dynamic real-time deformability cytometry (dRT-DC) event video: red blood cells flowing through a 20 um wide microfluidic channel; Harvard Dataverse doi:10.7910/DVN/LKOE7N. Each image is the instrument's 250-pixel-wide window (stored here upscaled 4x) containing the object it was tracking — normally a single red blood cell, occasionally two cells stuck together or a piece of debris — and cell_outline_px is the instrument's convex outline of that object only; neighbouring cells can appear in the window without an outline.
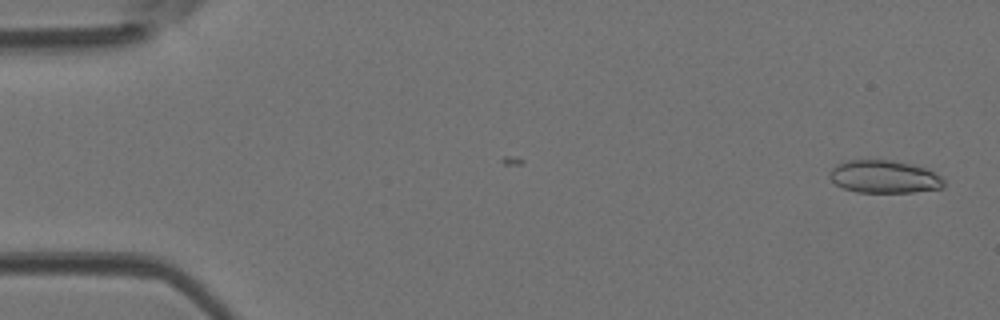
{"species": "Egyptian fruit bat (a non-hibernating species)", "species_latin": "Rousettus aegyptiacus", "temperature_condition": "room temperature", "stored_images_in_passage": 47, "camera_frame_rate_fps": 3000, "um_per_image_px": 0.085, "animal": {"sex": "female"}, "frame": {"image": 1, "passage_image": 1, "time_ms": 0.0, "image_size_px": [1000, 320], "cell_outline_px": [[944, 188], [912, 192], [856, 192], [844, 188], [836, 184], [828, 176], [832, 168], [836, 164], [848, 160], [892, 160], [924, 168], [940, 176], [944, 180]], "centroid_in_image_um": [75.14, 15.03], "position_along_channel_um": 9.9, "area_um2": 21.62}}
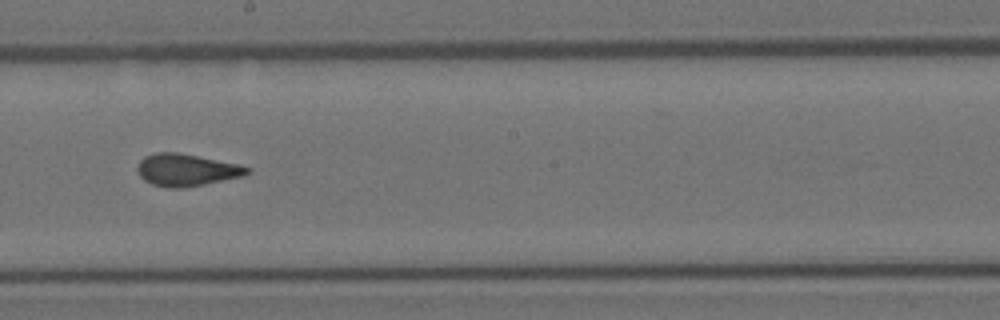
{"frame": {"image": 2, "passage_image": 26, "time_ms": 8.333, "image_size_px": [1000, 320], "cell_outline_px": [[248, 172], [244, 176], [204, 184], [180, 188], [168, 188], [152, 184], [144, 180], [140, 176], [136, 168], [140, 160], [144, 156], [156, 152], [176, 152], [236, 164], [248, 168]], "centroid_in_image_um": [15.77, 14.45], "position_along_channel_um": 232.4, "area_um2": 20.23}}
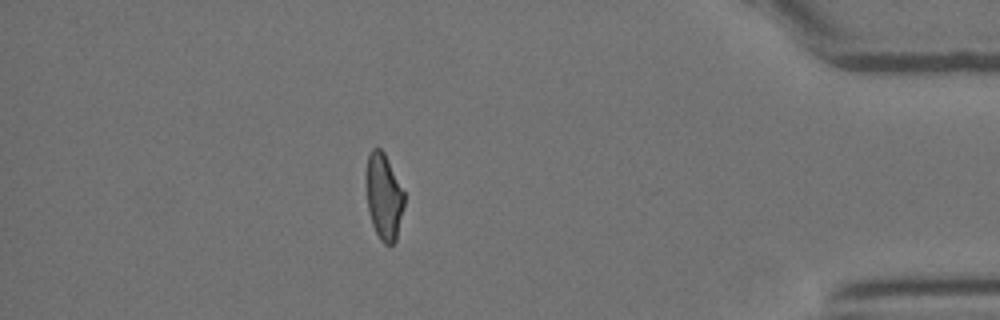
{"frame": {"image": 3, "passage_image": 41, "time_ms": 13.333, "image_size_px": [1000, 320], "cell_outline_px": [[404, 204], [396, 240], [392, 244], [384, 244], [380, 240], [372, 224], [368, 208], [364, 184], [364, 176], [368, 156], [372, 148], [380, 148], [384, 152], [404, 192]], "centroid_in_image_um": [32.59, 16.68], "position_along_channel_um": 402.6, "area_um2": 19.31}, "authors_computed_cell_mechanics": {"area_um2": 20.2878, "velocity_mm_per_s": 4.2623, "shape_relaxation_time_tau1_ms": 9.9666, "shape_relaxation_time_tau2_ms": 1.0755, "deformation_change_tau1": 0.2142, "deformation_change_tau2": 0.0787}}